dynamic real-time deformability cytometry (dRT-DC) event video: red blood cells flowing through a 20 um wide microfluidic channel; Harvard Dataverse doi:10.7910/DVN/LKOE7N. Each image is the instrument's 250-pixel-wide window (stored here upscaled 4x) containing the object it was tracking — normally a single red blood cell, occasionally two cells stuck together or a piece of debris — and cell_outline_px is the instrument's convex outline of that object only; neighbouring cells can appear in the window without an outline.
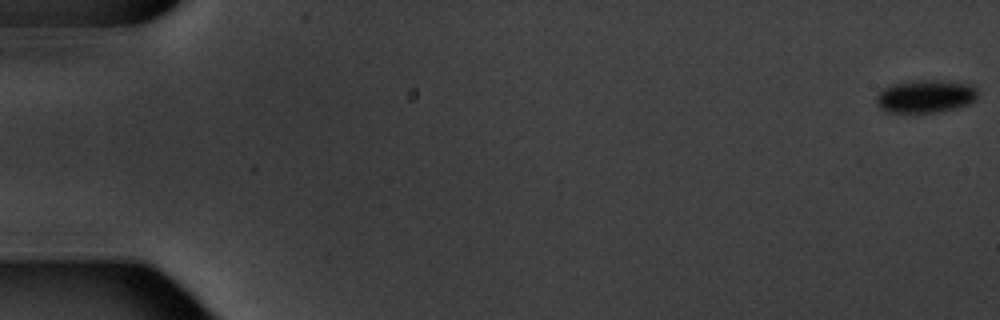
{"species": "common noctule bat (a hibernating species)", "species_latin": "Nyctalus noctula", "temperature_condition": "warm", "stored_images_in_passage": 6, "camera_frame_rate_fps": 3000, "um_per_image_px": 0.085, "animal": {"sex": "male", "body_mass_g": 20.1, "forearm_length_mm": 53.5}, "frame": {"image": 1, "passage_image": 1, "time_ms": 0.0, "image_size_px": [1000, 320], "cell_outline_px": [[976, 100], [968, 104], [956, 108], [936, 112], [884, 112], [876, 104], [876, 96], [884, 88], [892, 84], [916, 80], [936, 80], [972, 84], [976, 88]], "centroid_in_image_um": [78.65, 8.19], "position_along_channel_um": 6.3, "area_um2": 19.42}}